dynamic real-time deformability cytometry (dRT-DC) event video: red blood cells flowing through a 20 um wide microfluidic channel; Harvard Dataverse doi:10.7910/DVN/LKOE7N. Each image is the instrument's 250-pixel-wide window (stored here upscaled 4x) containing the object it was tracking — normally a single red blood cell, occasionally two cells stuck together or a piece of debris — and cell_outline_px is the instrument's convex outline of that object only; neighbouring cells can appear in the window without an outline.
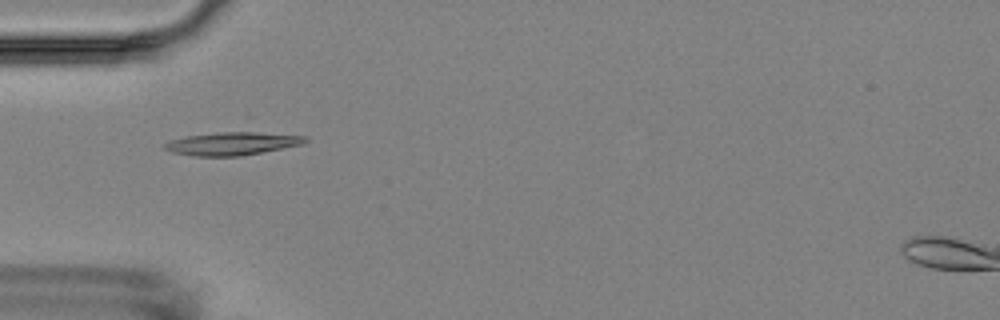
{"species": "Egyptian fruit bat (a non-hibernating species)", "species_latin": "Rousettus aegyptiacus", "temperature_condition": "room temperature", "stored_images_in_passage": 6, "camera_frame_rate_fps": 3000, "um_per_image_px": 0.085, "animal": {"sex": "female"}, "frame": {"image": 1, "passage_image": 5, "time_ms": 4.667, "image_size_px": [1000, 320], "cell_outline_px": [[308, 140], [304, 144], [240, 156], [192, 156], [172, 152], [164, 148], [164, 144], [168, 140], [248, 116], [252, 116], [308, 136]], "centroid_in_image_um": [20.08, 11.83], "position_along_channel_um": 64.9, "area_um2": 26.07}}